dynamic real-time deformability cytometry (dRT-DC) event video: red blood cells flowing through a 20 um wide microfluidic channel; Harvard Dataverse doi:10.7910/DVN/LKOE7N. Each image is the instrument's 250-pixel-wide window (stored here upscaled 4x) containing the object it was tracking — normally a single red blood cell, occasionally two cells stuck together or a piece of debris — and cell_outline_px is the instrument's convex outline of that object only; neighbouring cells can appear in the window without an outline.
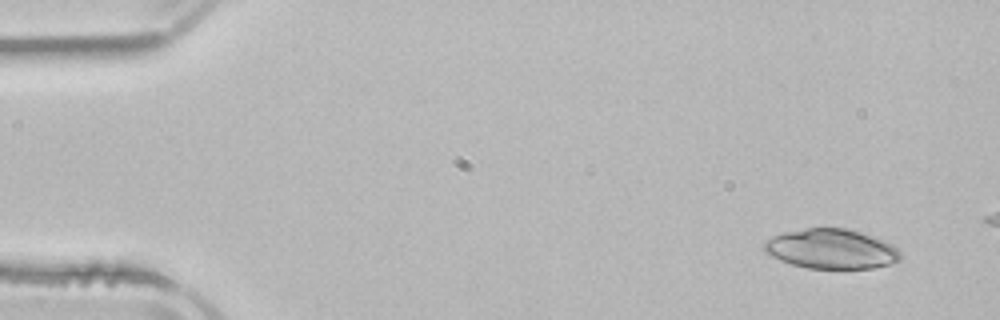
{"species": "common noctule bat (a hibernating species)", "species_latin": "Nyctalus noctula", "temperature_condition": "room temperature", "stored_images_in_passage": 3, "camera_frame_rate_fps": 3000, "um_per_image_px": 0.085, "animal": {"sex": "male", "body_mass_g": 21.5, "forearm_length_mm": 52.0}, "frame": {"image": 1, "passage_image": 1, "time_ms": 0.0, "image_size_px": [1000, 320], "cell_outline_px": [[900, 260], [892, 264], [872, 268], [808, 268], [792, 264], [780, 260], [764, 252], [764, 240], [772, 236], [784, 232], [808, 228], [844, 228], [860, 232], [884, 240], [892, 244], [900, 252]], "centroid_in_image_um": [70.65, 21.16], "position_along_channel_um": 14.3, "area_um2": 31.5}}